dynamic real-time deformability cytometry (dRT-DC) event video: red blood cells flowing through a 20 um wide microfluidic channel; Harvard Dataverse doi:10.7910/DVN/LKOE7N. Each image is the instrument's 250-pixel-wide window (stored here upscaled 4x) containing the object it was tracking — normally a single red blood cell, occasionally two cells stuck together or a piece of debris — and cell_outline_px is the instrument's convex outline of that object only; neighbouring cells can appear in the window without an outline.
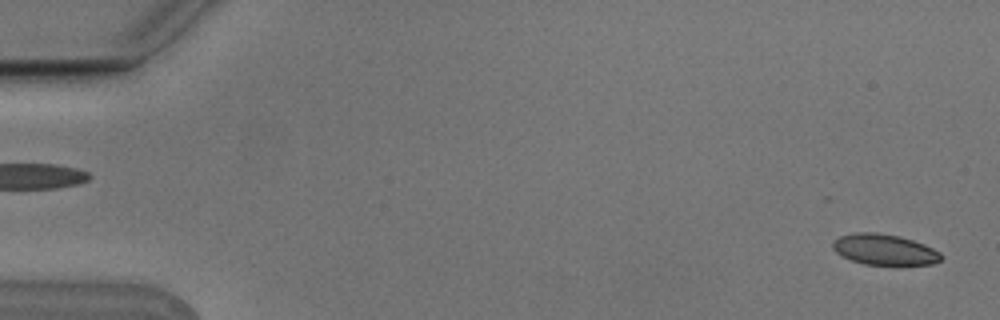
{"species": "Egyptian fruit bat (a non-hibernating species)", "species_latin": "Rousettus aegyptiacus", "temperature_condition": "cold", "stored_images_in_passage": 3, "segment_of_instrument_passage": [2, 2], "camera_frame_rate_fps": 3000, "um_per_image_px": 0.085, "animal": {"sex": "male"}, "frame": {"image": 1, "passage_image": 3, "time_ms": 0.667, "image_size_px": [1000, 320], "cell_outline_px": [[944, 256], [940, 260], [932, 264], [864, 264], [840, 256], [832, 248], [832, 240], [840, 236], [856, 232], [876, 232], [900, 236], [924, 244], [940, 252]], "centroid_in_image_um": [75.14, 21.2], "position_along_channel_um": 9.9, "area_um2": 19.42}}